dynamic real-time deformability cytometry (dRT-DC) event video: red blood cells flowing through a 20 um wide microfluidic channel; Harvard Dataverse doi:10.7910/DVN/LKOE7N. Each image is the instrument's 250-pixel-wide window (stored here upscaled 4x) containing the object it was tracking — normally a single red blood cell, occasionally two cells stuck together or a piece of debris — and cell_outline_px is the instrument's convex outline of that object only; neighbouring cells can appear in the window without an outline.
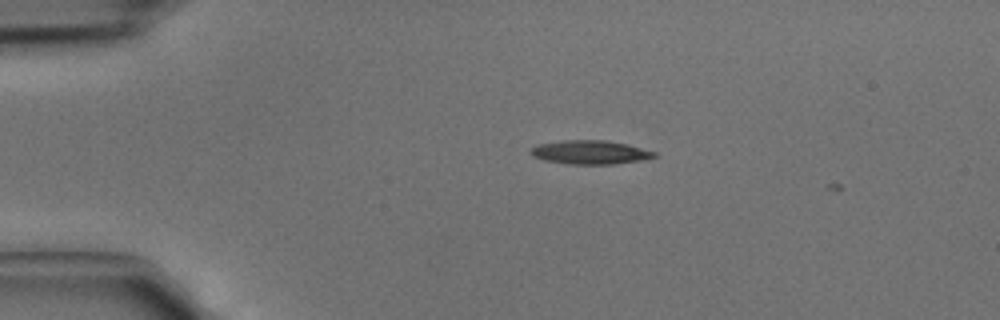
{"species": "common noctule bat (a hibernating species)", "species_latin": "Nyctalus noctula", "temperature_condition": "cold", "stored_images_in_passage": 2, "camera_frame_rate_fps": 3000, "um_per_image_px": 0.085, "animal": {"sex": "male", "body_mass_g": 15.6}, "frame": {"image": 1, "passage_image": 1, "time_ms": 0.0, "image_size_px": [1000, 320], "cell_outline_px": [[656, 156], [640, 160], [616, 164], [568, 164], [544, 160], [532, 156], [528, 152], [536, 144], [560, 140], [608, 140], [628, 144], [656, 152]], "centroid_in_image_um": [50.12, 12.93], "position_along_channel_um": 34.9, "area_um2": 17.28}}